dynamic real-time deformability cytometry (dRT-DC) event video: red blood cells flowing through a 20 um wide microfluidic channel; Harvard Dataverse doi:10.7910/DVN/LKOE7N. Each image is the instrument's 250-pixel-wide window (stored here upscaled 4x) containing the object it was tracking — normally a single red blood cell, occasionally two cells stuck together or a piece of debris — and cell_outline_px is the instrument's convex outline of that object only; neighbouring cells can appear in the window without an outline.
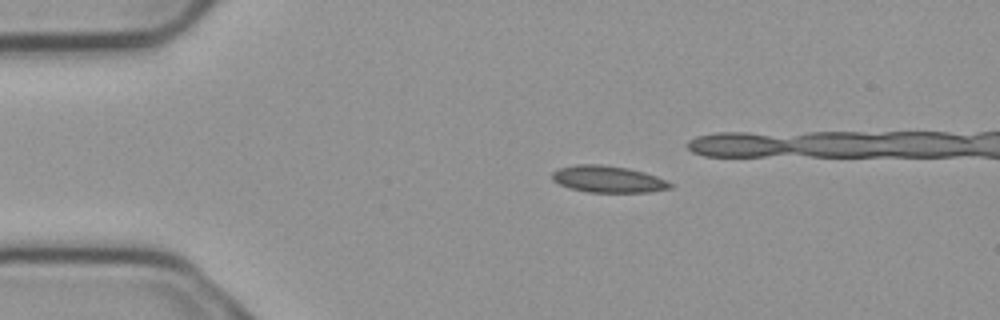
{"species": "common noctule bat (a hibernating species)", "species_latin": "Nyctalus noctula", "temperature_condition": "cold", "stored_images_in_passage": 9, "camera_frame_rate_fps": 3000, "um_per_image_px": 0.085, "animal": {"sex": "male", "body_mass_g": 23.1, "forearm_length_mm": 52.7}, "frame": {"image": 1, "passage_image": 2, "time_ms": 0.333, "image_size_px": [1000, 320], "cell_outline_px": [[672, 188], [648, 192], [588, 192], [568, 188], [552, 180], [552, 172], [560, 168], [576, 164], [600, 164], [628, 168], [644, 172], [656, 176], [672, 184]], "centroid_in_image_um": [51.66, 15.23], "position_along_channel_um": 33.3, "area_um2": 18.32}}
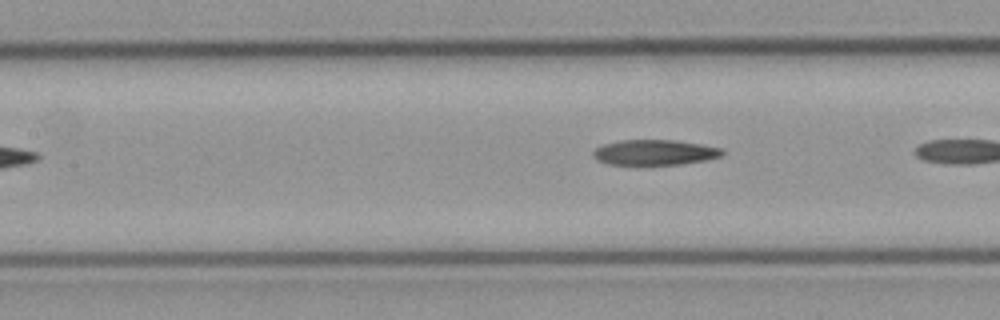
{"frame": {"image": 2, "passage_image": 9, "time_ms": 2.667, "image_size_px": [1000, 320], "cell_outline_px": [[724, 152], [720, 156], [704, 160], [684, 164], [648, 168], [640, 168], [608, 164], [596, 160], [592, 156], [592, 152], [596, 148], [604, 144], [620, 140], [672, 140], [700, 144], [720, 148]], "centroid_in_image_um": [55.55, 13.02], "position_along_channel_um": 151.9, "area_um2": 20.06}}